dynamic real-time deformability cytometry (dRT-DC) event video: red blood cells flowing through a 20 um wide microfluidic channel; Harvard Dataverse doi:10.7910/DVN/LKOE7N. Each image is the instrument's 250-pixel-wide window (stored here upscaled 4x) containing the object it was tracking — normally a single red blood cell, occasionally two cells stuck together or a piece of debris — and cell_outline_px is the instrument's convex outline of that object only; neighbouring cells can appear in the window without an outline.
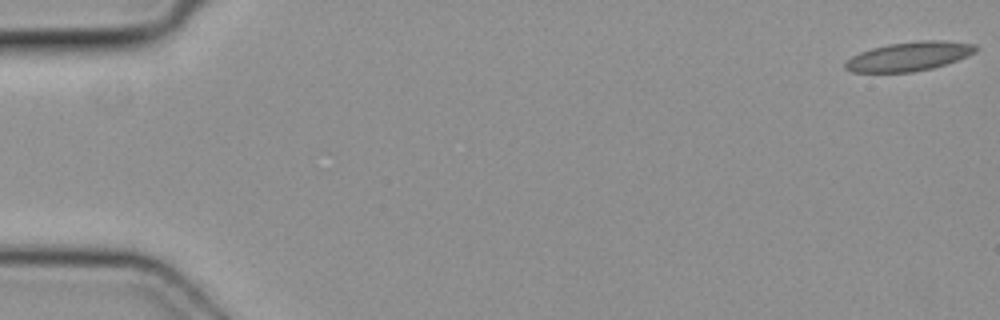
{"species": "common noctule bat (a hibernating species)", "species_latin": "Nyctalus noctula", "temperature_condition": "cold", "stored_images_in_passage": 4, "segment_of_instrument_passage": [2, 2], "camera_frame_rate_fps": 3000, "um_per_image_px": 0.085, "animal": {"sex": "female", "body_mass_g": 19.3, "forearm_length_mm": 54.1}, "frame": {"image": 1, "passage_image": 4, "time_ms": 1.0, "image_size_px": [1000, 320], "cell_outline_px": [[980, 48], [976, 52], [968, 56], [932, 68], [912, 72], [852, 72], [844, 68], [844, 64], [852, 56], [860, 52], [872, 48], [888, 44], [920, 40], [944, 40], [976, 44]], "centroid_in_image_um": [77.3, 4.78], "position_along_channel_um": 7.7, "area_um2": 22.14}}